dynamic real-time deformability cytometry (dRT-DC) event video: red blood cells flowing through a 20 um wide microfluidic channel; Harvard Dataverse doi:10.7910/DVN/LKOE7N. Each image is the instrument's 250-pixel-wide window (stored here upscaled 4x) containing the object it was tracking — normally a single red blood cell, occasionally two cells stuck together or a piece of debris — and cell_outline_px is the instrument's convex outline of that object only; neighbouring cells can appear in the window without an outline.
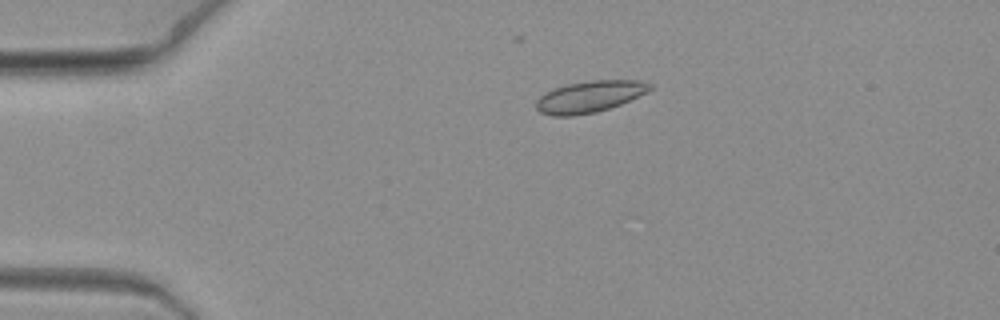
{"species": "common noctule bat (a hibernating species)", "species_latin": "Nyctalus noctula", "temperature_condition": "warm", "stored_images_in_passage": 4, "camera_frame_rate_fps": 3000, "um_per_image_px": 0.085, "animal": {"sex": "female", "body_mass_g": 19.3, "forearm_length_mm": 54.1}, "frame": {"image": 1, "passage_image": 2, "time_ms": 0.333, "image_size_px": [1000, 320], "cell_outline_px": [[652, 88], [648, 92], [620, 104], [596, 112], [572, 116], [552, 116], [540, 112], [536, 108], [536, 100], [544, 92], [552, 88], [568, 84], [592, 80], [640, 80], [652, 84]], "centroid_in_image_um": [50.1, 8.21], "position_along_channel_um": 34.9, "area_um2": 20.98}}